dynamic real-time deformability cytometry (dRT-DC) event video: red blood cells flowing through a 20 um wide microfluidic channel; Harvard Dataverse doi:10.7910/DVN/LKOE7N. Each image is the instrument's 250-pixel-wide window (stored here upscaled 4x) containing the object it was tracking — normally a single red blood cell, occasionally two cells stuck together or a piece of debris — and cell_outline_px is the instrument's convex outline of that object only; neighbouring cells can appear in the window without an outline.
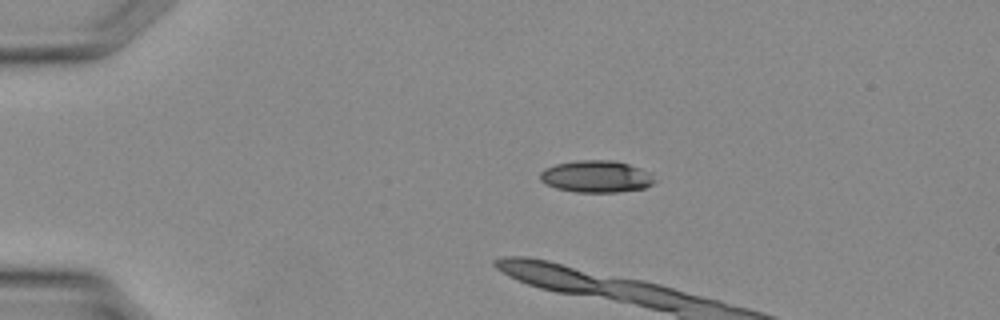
{"species": "Egyptian fruit bat (a non-hibernating species)", "species_latin": "Rousettus aegyptiacus", "temperature_condition": "warm", "stored_images_in_passage": 5, "camera_frame_rate_fps": 3000, "um_per_image_px": 0.085, "animal": {"sex": "female"}, "frame": {"image": 1, "passage_image": 1, "time_ms": 0.0, "image_size_px": [1000, 320], "cell_outline_px": [[656, 180], [652, 184], [644, 188], [616, 192], [576, 192], [556, 188], [540, 180], [540, 172], [544, 168], [556, 164], [576, 160], [612, 160], [628, 164], [652, 172]], "centroid_in_image_um": [50.7, 14.99], "position_along_channel_um": 34.3, "area_um2": 21.39}}